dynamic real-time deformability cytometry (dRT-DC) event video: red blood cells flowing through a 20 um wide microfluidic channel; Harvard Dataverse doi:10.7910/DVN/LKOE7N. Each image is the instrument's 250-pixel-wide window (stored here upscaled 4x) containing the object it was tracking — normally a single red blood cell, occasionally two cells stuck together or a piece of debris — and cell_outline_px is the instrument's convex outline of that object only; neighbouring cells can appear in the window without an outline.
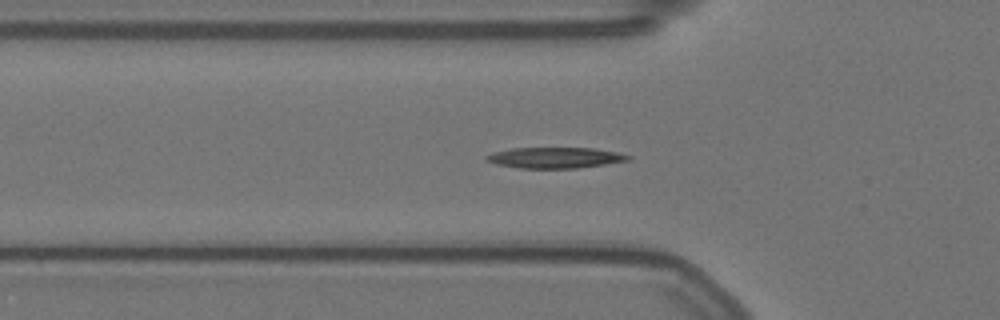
{"species": "Egyptian fruit bat (a non-hibernating species)", "species_latin": "Rousettus aegyptiacus", "temperature_condition": "warm", "stored_images_in_passage": 50, "camera_frame_rate_fps": 3000, "um_per_image_px": 0.085, "animal": {"sex": "female"}, "frame": {"image": 1, "passage_image": 11, "time_ms": 3.333, "image_size_px": [1000, 320], "cell_outline_px": [[632, 156], [628, 160], [604, 164], [576, 168], [520, 168], [496, 164], [484, 160], [484, 156], [492, 152], [512, 148], [592, 148], [616, 152]], "centroid_in_image_um": [47.11, 13.4], "position_along_channel_um": 78.7, "area_um2": 17.11}}
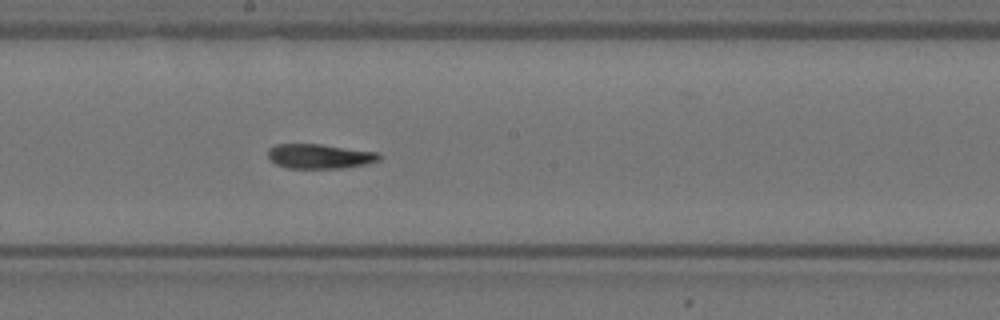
{"frame": {"image": 2, "passage_image": 23, "time_ms": 7.333, "image_size_px": [1000, 320], "cell_outline_px": [[380, 160], [368, 164], [340, 168], [288, 168], [276, 164], [268, 156], [268, 148], [276, 144], [320, 144], [380, 152]], "centroid_in_image_um": [27.2, 13.28], "position_along_channel_um": 221.0, "area_um2": 16.01}}
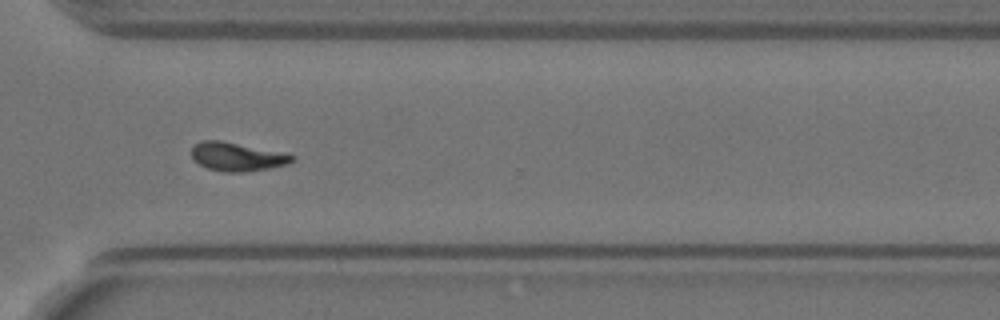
{"frame": {"image": 3, "passage_image": 34, "time_ms": 11.0, "image_size_px": [1000, 320], "cell_outline_px": [[296, 156], [288, 164], [268, 168], [240, 172], [224, 172], [208, 168], [192, 160], [192, 148], [200, 140], [220, 140]], "centroid_in_image_um": [20.08, 13.32], "position_along_channel_um": 350.5, "area_um2": 16.3}}